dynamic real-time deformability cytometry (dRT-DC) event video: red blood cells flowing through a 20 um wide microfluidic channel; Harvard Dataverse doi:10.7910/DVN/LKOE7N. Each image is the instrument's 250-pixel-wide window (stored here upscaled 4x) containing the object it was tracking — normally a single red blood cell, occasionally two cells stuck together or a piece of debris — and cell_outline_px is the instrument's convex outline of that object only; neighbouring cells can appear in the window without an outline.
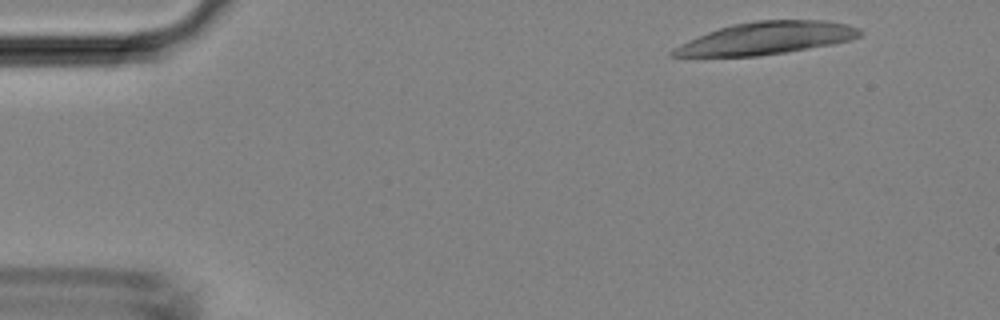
{"species": "Egyptian fruit bat (a non-hibernating species)", "species_latin": "Rousettus aegyptiacus", "temperature_condition": "room temperature", "stored_images_in_passage": 39, "camera_frame_rate_fps": 3000, "um_per_image_px": 0.085, "animal": {"sex": "female"}, "frame": {"image": 1, "passage_image": 3, "time_ms": 0.667, "image_size_px": [1000, 320], "cell_outline_px": [[864, 32], [860, 36], [852, 40], [832, 44], [784, 52], [756, 56], [668, 56], [668, 52], [672, 48], [680, 44], [708, 32], [732, 24], [756, 20], [828, 20], [848, 24], [860, 28]], "centroid_in_image_um": [65.17, 3.24], "position_along_channel_um": 19.8, "area_um2": 35.26}}
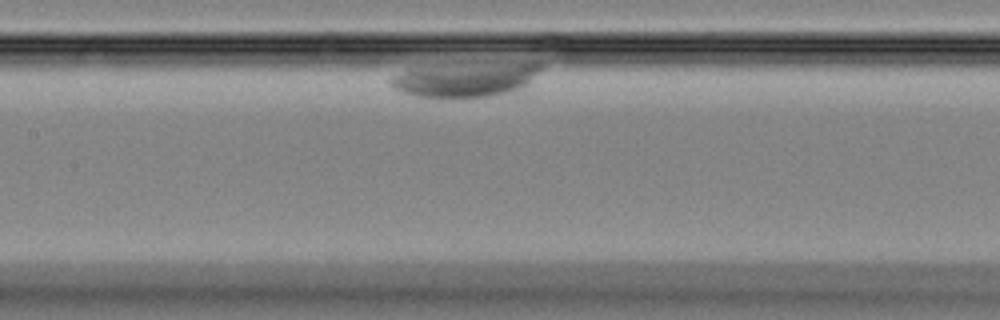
{"frame": {"image": 2, "passage_image": 20, "time_ms": 6.333, "image_size_px": [1000, 320], "cell_outline_px": [[544, 68], [528, 84], [512, 92], [492, 96], [464, 100], [436, 100], [416, 96], [392, 88], [388, 84], [388, 80], [392, 76], [408, 68], [508, 64], [544, 64]], "centroid_in_image_um": [39.47, 6.86], "position_along_channel_um": 167.9, "area_um2": 30.29}}
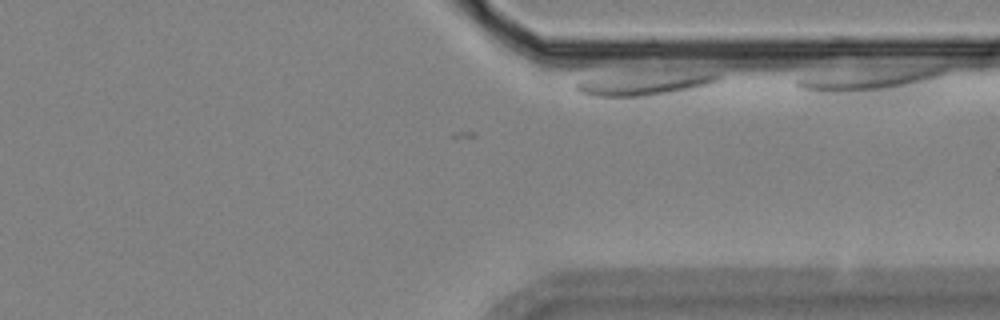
{"frame": {"image": 3, "passage_image": 39, "time_ms": 12.667, "image_size_px": [1000, 320], "cell_outline_px": [[720, 80], [712, 84], [696, 88], [676, 92], [648, 96], [588, 96], [576, 92], [576, 84], [580, 80], [636, 72], [720, 72]], "centroid_in_image_um": [54.86, 7.1], "position_along_channel_um": 356.5, "area_um2": 19.65}}